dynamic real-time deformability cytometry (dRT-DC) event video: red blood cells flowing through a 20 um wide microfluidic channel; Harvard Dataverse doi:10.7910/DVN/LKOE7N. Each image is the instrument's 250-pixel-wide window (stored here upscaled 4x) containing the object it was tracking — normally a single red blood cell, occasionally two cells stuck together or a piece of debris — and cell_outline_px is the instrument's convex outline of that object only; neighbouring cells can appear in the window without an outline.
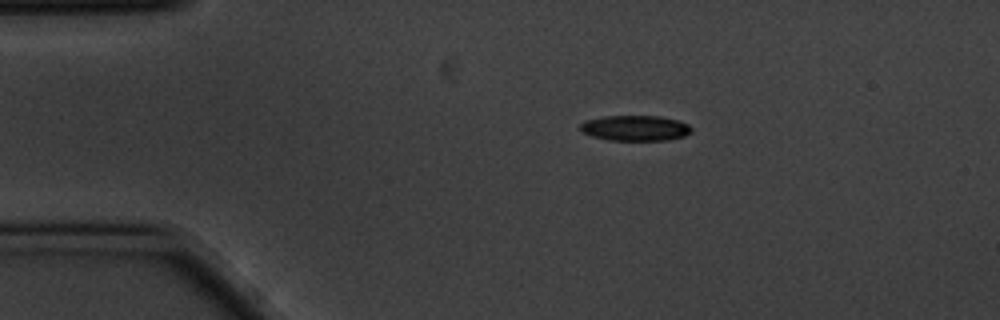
{"species": "common noctule bat (a hibernating species)", "species_latin": "Nyctalus noctula", "temperature_condition": "cold", "stored_images_in_passage": 5, "camera_frame_rate_fps": 3000, "um_per_image_px": 0.085, "animal": {"sex": "male", "body_mass_g": 20.1, "forearm_length_mm": 53.5}, "frame": {"image": 1, "passage_image": 1, "time_ms": 0.0, "image_size_px": [1000, 320], "cell_outline_px": [[692, 132], [684, 136], [668, 140], [608, 140], [592, 136], [584, 132], [580, 128], [580, 124], [584, 120], [604, 116], [660, 116], [680, 120], [688, 124], [692, 128]], "centroid_in_image_um": [54.02, 10.88], "position_along_channel_um": 31.0, "area_um2": 16.59}}
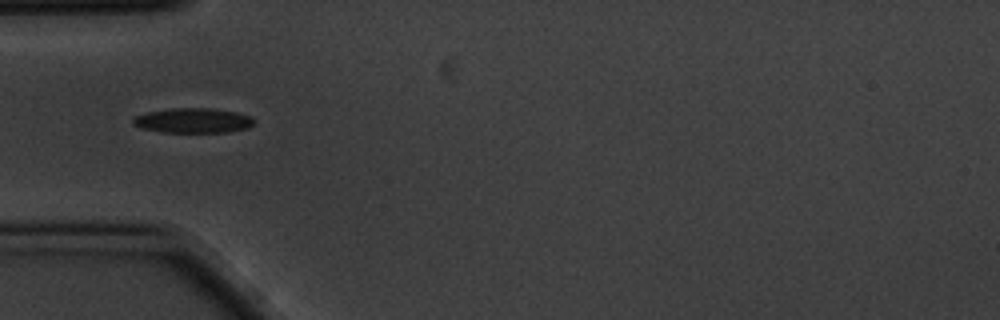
{"frame": {"image": 2, "passage_image": 3, "time_ms": 0.667, "image_size_px": [1000, 320], "cell_outline_px": [[256, 120], [248, 128], [228, 132], [164, 132], [140, 128], [132, 124], [132, 116], [144, 112], [172, 108], [208, 108], [236, 112], [248, 116]], "centroid_in_image_um": [16.34, 10.24], "position_along_channel_um": 68.7, "area_um2": 17.63}}